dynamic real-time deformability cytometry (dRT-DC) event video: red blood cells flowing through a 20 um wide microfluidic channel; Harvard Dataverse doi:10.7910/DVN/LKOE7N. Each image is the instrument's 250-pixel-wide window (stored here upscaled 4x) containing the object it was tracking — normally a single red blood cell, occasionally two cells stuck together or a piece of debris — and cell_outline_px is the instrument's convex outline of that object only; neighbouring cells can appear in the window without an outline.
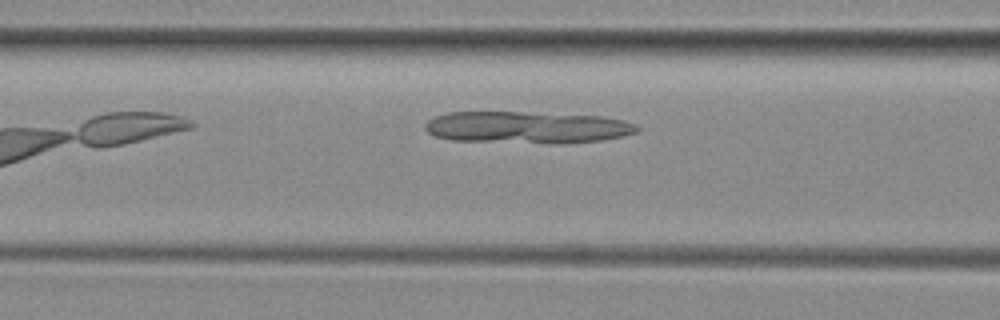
{"species": "common noctule bat (a hibernating species)", "species_latin": "Nyctalus noctula", "temperature_condition": "room temperature", "stored_images_in_passage": 6, "camera_frame_rate_fps": 3000, "um_per_image_px": 0.085, "animal": {"sex": "female", "body_mass_g": 29.2, "forearm_length_mm": 56.3}, "frame": {"image": 1, "passage_image": 5, "time_ms": 4.333, "image_size_px": [1000, 320], "cell_outline_px": [[640, 132], [600, 140], [452, 140], [432, 136], [424, 128], [424, 124], [428, 120], [436, 116], [448, 112], [520, 112], [600, 116], [624, 120], [636, 124], [640, 128]], "centroid_in_image_um": [44.74, 10.76], "position_along_channel_um": 121.9, "area_um2": 37.51}}